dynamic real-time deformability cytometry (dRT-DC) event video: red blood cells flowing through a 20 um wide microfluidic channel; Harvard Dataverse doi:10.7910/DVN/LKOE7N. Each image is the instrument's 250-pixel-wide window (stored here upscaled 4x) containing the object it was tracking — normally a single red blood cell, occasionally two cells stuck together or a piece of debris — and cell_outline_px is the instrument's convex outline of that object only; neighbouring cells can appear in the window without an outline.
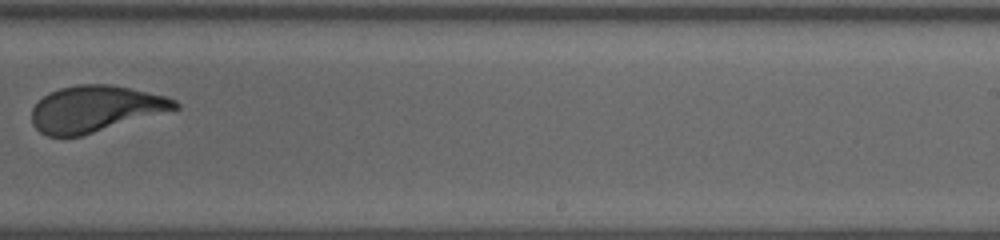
{"species": "human", "species_latin": "Homo sapiens", "temperature_condition": "warm", "stored_images_in_passage": 13, "camera_frame_rate_fps": 3000, "um_per_image_px": 0.085, "donor": {"sex": "female"}, "frame": {"image": 1, "passage_image": 7, "time_ms": 7.0, "image_size_px": [1000, 240], "cell_outline_px": [[180, 108], [80, 136], [48, 136], [40, 132], [32, 124], [32, 108], [48, 92], [60, 88], [76, 84], [112, 84], [164, 96], [176, 100], [180, 104]], "centroid_in_image_um": [8.08, 9.24], "position_along_channel_um": 280.9, "area_um2": 38.32}}
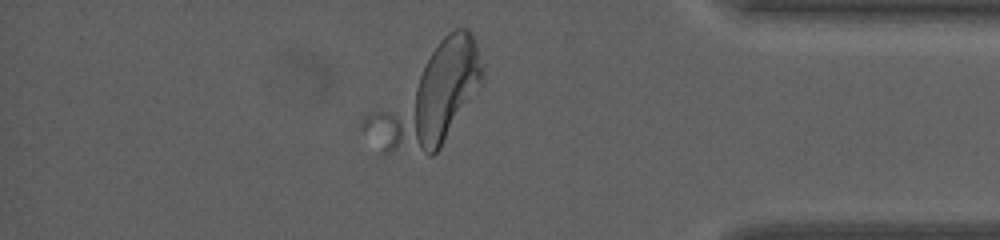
{"frame": {"image": 2, "passage_image": 11, "time_ms": 11.333, "image_size_px": [1000, 240], "cell_outline_px": [[484, 80], [440, 148], [432, 156], [428, 156], [380, 152], [364, 128], [364, 116], [448, 32], [456, 28], [468, 28], [476, 40]], "centroid_in_image_um": [36.39, 8.36], "position_along_channel_um": 398.8, "area_um2": 64.62}}